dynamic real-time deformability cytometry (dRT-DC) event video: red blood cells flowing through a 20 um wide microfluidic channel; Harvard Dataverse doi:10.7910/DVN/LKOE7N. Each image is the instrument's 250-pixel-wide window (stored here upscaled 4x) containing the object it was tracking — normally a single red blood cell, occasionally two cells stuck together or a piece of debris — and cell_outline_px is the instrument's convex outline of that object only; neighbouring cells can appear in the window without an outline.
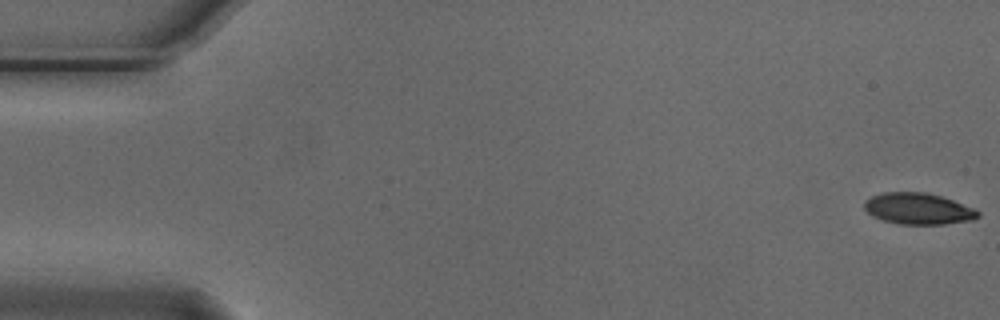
{"species": "Egyptian fruit bat (a non-hibernating species)", "species_latin": "Rousettus aegyptiacus", "temperature_condition": "cold", "stored_images_in_passage": 6, "camera_frame_rate_fps": 3000, "um_per_image_px": 0.085, "animal": {"sex": "male"}, "frame": {"image": 1, "passage_image": 1, "time_ms": 0.0, "image_size_px": [1000, 320], "cell_outline_px": [[980, 216], [972, 220], [944, 224], [900, 224], [884, 220], [872, 216], [864, 208], [864, 200], [872, 196], [884, 192], [924, 192], [940, 196], [952, 200], [972, 208], [980, 212]], "centroid_in_image_um": [78.03, 17.74], "position_along_channel_um": 7.0, "area_um2": 20.58}}
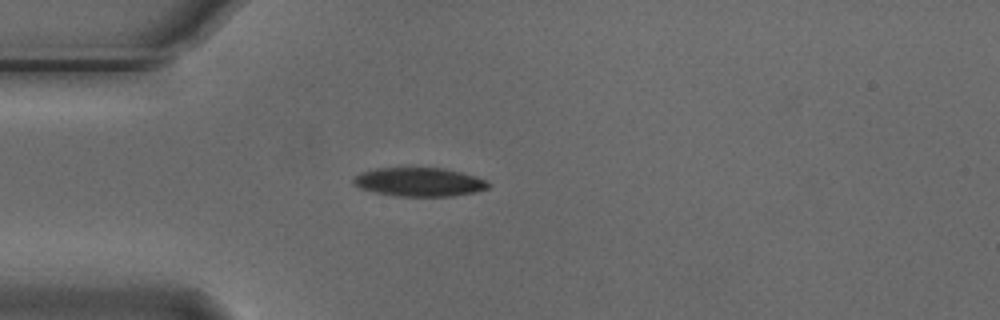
{"frame": {"image": 2, "passage_image": 5, "time_ms": 1.333, "image_size_px": [1000, 320], "cell_outline_px": [[488, 188], [476, 192], [452, 196], [396, 196], [376, 192], [360, 188], [352, 184], [352, 180], [360, 172], [376, 168], [444, 168], [476, 176], [484, 180], [488, 184]], "centroid_in_image_um": [35.6, 15.47], "position_along_channel_um": 49.4, "area_um2": 22.48}}